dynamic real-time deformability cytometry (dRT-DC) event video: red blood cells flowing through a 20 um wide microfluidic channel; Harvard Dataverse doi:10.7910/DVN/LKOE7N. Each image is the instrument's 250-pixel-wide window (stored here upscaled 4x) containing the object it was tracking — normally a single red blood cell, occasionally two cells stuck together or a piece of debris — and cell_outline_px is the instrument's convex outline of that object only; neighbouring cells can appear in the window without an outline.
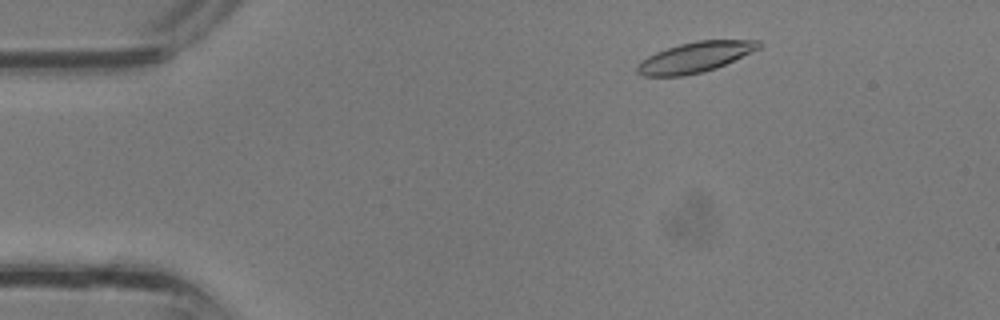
{"species": "common noctule bat (a hibernating species)", "species_latin": "Nyctalus noctula", "temperature_condition": "room temperature", "stored_images_in_passage": 33, "segment_of_instrument_passage": [1, 2], "camera_frame_rate_fps": 3000, "um_per_image_px": 0.085, "animal": {"sex": "male", "body_mass_g": 13.3}, "frame": {"image": 1, "passage_image": 3, "time_ms": 0.667, "image_size_px": [1000, 320], "cell_outline_px": [[764, 44], [760, 48], [752, 52], [716, 68], [704, 72], [684, 76], [644, 76], [636, 72], [636, 64], [640, 60], [656, 52], [680, 44], [696, 40], [760, 40]], "centroid_in_image_um": [59.08, 4.86], "position_along_channel_um": 25.9, "area_um2": 21.68}}
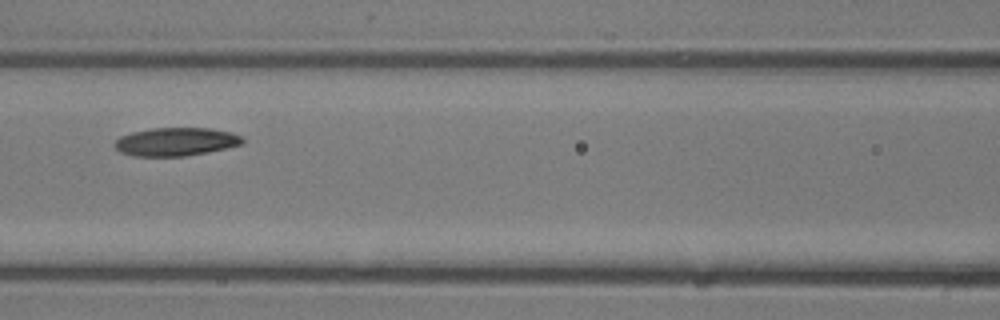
{"frame": {"image": 2, "passage_image": 13, "time_ms": 4.0, "image_size_px": [1000, 320], "cell_outline_px": [[244, 144], [228, 148], [208, 152], [184, 156], [132, 156], [120, 152], [112, 144], [120, 136], [132, 132], [152, 128], [208, 128], [232, 132], [244, 136]], "centroid_in_image_um": [14.98, 12.05], "position_along_channel_um": 151.6, "area_um2": 21.33}}
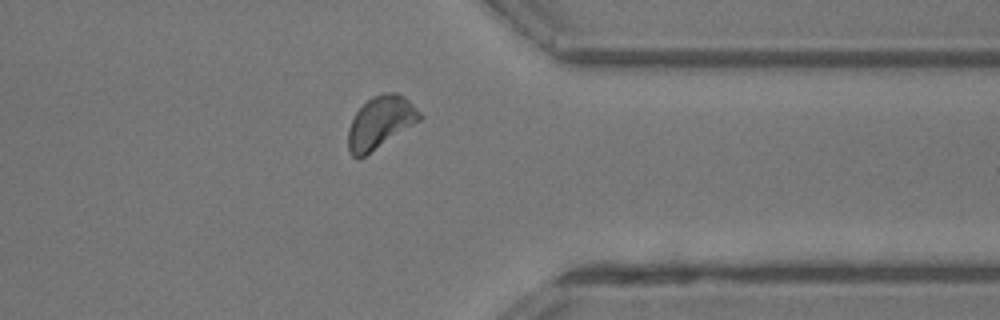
{"frame": {"image": 3, "passage_image": 25, "time_ms": 8.0, "image_size_px": [1000, 320], "cell_outline_px": [[424, 116], [420, 120], [364, 156], [356, 160], [348, 152], [348, 128], [356, 112], [372, 96], [384, 92], [396, 92], [404, 96]], "centroid_in_image_um": [32.31, 10.4], "position_along_channel_um": 379.1, "area_um2": 21.56}}